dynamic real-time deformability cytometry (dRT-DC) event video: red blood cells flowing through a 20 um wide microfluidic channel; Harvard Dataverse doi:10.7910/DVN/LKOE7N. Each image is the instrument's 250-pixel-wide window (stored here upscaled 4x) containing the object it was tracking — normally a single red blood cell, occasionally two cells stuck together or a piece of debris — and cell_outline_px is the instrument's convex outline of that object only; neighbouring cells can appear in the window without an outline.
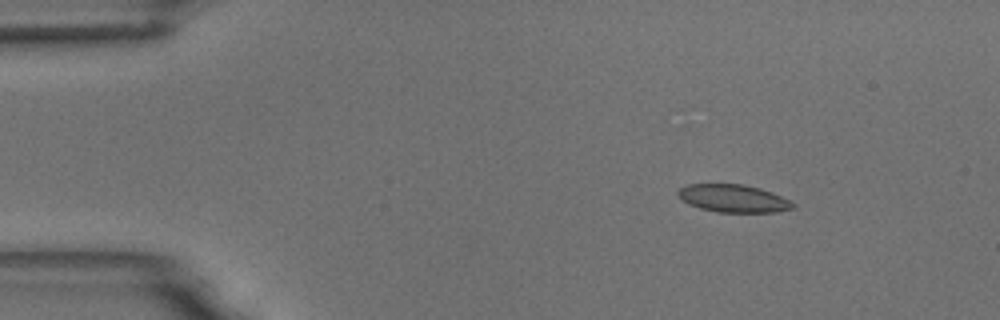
{"species": "common noctule bat (a hibernating species)", "species_latin": "Nyctalus noctula", "temperature_condition": "room temperature", "stored_images_in_passage": 51, "camera_frame_rate_fps": 3000, "um_per_image_px": 0.085, "animal": {"sex": "male", "body_mass_g": 18.8}, "frame": {"image": 1, "passage_image": 1, "time_ms": 0.0, "image_size_px": [1000, 320], "cell_outline_px": [[796, 204], [792, 208], [776, 212], [716, 212], [700, 208], [688, 204], [680, 200], [676, 192], [680, 188], [688, 184], [744, 184], [760, 188], [772, 192], [792, 200]], "centroid_in_image_um": [62.33, 16.86], "position_along_channel_um": 22.7, "area_um2": 18.79}}
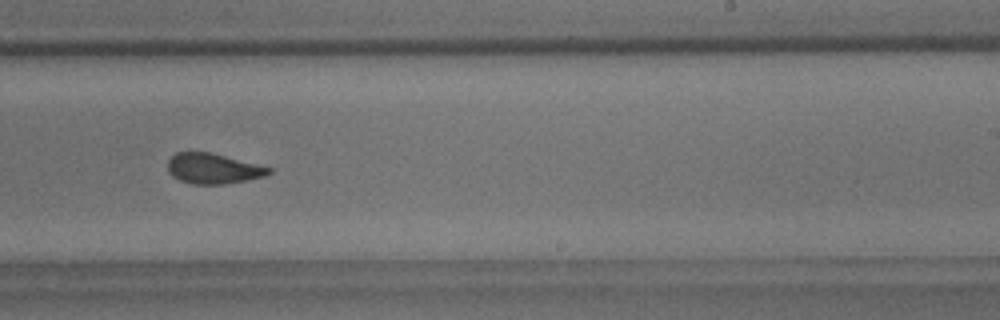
{"frame": {"image": 2, "passage_image": 29, "time_ms": 9.333, "image_size_px": [1000, 320], "cell_outline_px": [[272, 172], [264, 176], [224, 184], [192, 184], [180, 180], [172, 176], [168, 172], [168, 160], [176, 152], [208, 152], [272, 168]], "centroid_in_image_um": [18.07, 14.33], "position_along_channel_um": 270.9, "area_um2": 17.57}}
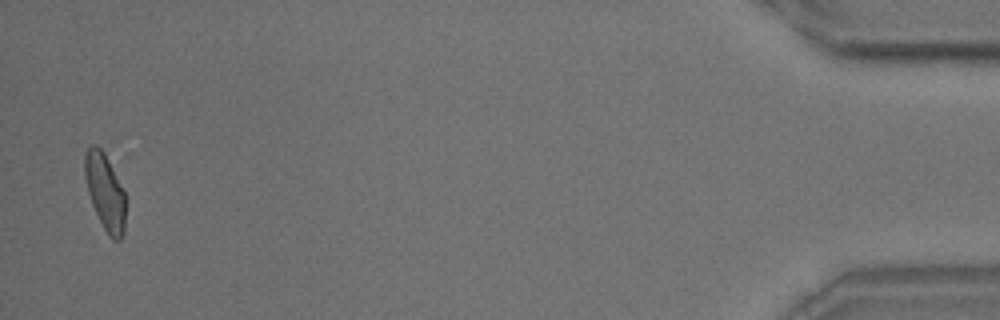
{"frame": {"image": 3, "passage_image": 50, "time_ms": 16.333, "image_size_px": [1000, 320], "cell_outline_px": [[124, 232], [120, 240], [112, 240], [108, 236], [92, 204], [88, 192], [84, 176], [84, 152], [92, 144], [96, 144], [104, 152], [124, 192]], "centroid_in_image_um": [8.9, 16.29], "position_along_channel_um": 426.3, "area_um2": 17.92}, "authors_computed_cell_mechanics": {"area_um2": 18.785, "velocity_mm_per_s": 3.4741, "shape_relaxation_time_tau1_ms": 9.0359, "shape_relaxation_time_tau2_ms": 1.4232, "deformation_change_tau1": 0.1518, "deformation_change_tau2": 0.0709}}